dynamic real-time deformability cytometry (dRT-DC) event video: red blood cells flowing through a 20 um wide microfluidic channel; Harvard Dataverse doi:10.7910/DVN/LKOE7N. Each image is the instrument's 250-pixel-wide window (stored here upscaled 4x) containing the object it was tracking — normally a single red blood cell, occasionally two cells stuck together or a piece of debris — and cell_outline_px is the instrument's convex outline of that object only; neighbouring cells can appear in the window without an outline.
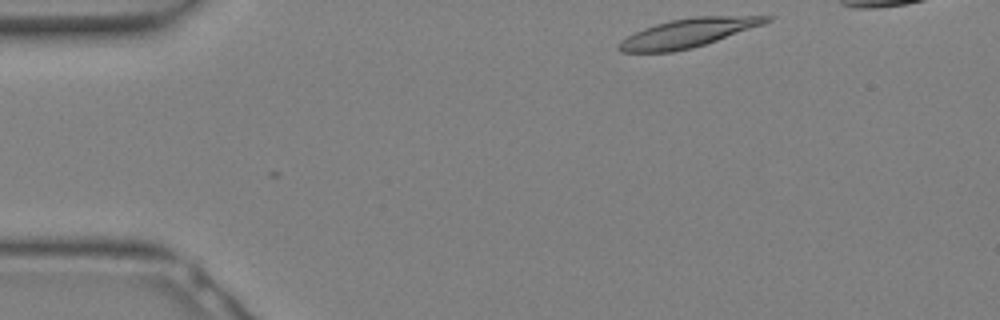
{"species": "Egyptian fruit bat (a non-hibernating species)", "species_latin": "Rousettus aegyptiacus", "temperature_condition": "warm", "stored_images_in_passage": 3, "camera_frame_rate_fps": 3000, "um_per_image_px": 0.085, "animal": {"sex": "female"}, "frame": {"image": 1, "passage_image": 1, "time_ms": 0.0, "image_size_px": [1000, 320], "cell_outline_px": [[776, 16], [772, 20], [716, 40], [692, 48], [672, 52], [620, 52], [616, 48], [616, 44], [620, 40], [644, 28], [656, 24], [672, 20], [692, 16]], "centroid_in_image_um": [58.4, 2.81], "position_along_channel_um": 26.6, "area_um2": 24.28}}